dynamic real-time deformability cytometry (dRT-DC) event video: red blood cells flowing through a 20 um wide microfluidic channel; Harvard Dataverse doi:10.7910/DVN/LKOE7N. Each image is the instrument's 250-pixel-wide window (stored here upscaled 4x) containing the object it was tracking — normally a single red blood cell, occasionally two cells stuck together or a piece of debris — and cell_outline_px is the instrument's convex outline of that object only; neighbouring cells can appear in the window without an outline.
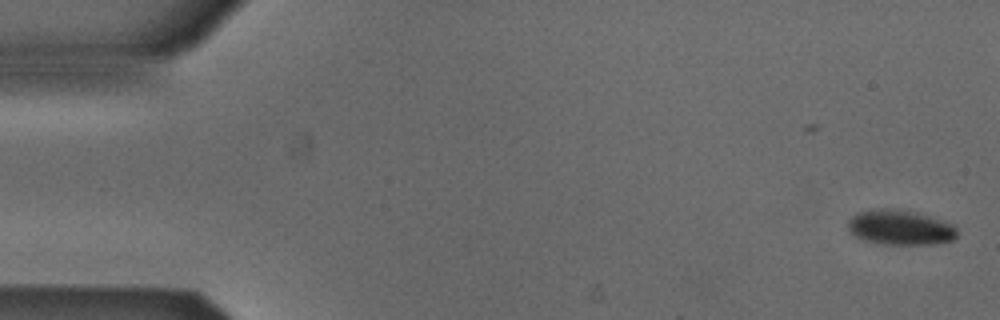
{"species": "Egyptian fruit bat (a non-hibernating species)", "species_latin": "Rousettus aegyptiacus", "temperature_condition": "cold", "stored_images_in_passage": 53, "camera_frame_rate_fps": 3000, "um_per_image_px": 0.085, "animal": {"sex": "male"}, "frame": {"image": 1, "passage_image": 1, "time_ms": 0.0, "image_size_px": [1000, 320], "cell_outline_px": [[956, 240], [932, 244], [884, 244], [864, 240], [856, 236], [848, 228], [848, 220], [856, 212], [880, 208], [884, 208], [924, 216], [952, 224], [956, 228]], "centroid_in_image_um": [76.48, 19.36], "position_along_channel_um": 8.5, "area_um2": 21.5}}
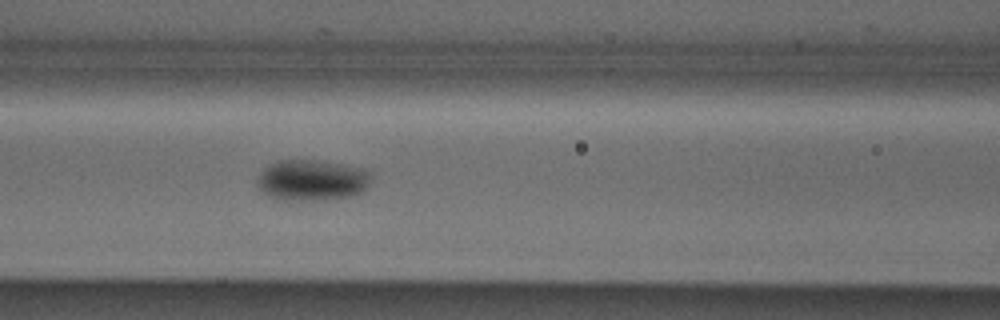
{"frame": {"image": 2, "passage_image": 22, "time_ms": 7.0, "image_size_px": [1000, 320], "cell_outline_px": [[368, 184], [360, 192], [352, 196], [312, 200], [280, 200], [268, 196], [256, 184], [256, 180], [264, 168], [268, 164], [280, 160], [320, 160], [344, 164], [368, 172]], "centroid_in_image_um": [26.42, 15.31], "position_along_channel_um": 140.2, "area_um2": 26.82}}
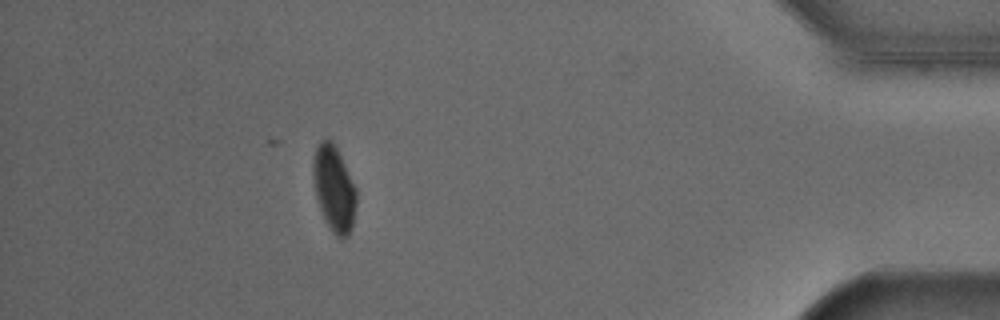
{"frame": {"image": 3, "passage_image": 47, "time_ms": 15.333, "image_size_px": [1000, 320], "cell_outline_px": [[356, 204], [352, 228], [348, 236], [344, 240], [340, 240], [332, 232], [324, 220], [316, 196], [312, 176], [312, 160], [316, 148], [320, 140], [332, 140], [356, 188]], "centroid_in_image_um": [28.38, 16.08], "position_along_channel_um": 406.8, "area_um2": 21.68}}